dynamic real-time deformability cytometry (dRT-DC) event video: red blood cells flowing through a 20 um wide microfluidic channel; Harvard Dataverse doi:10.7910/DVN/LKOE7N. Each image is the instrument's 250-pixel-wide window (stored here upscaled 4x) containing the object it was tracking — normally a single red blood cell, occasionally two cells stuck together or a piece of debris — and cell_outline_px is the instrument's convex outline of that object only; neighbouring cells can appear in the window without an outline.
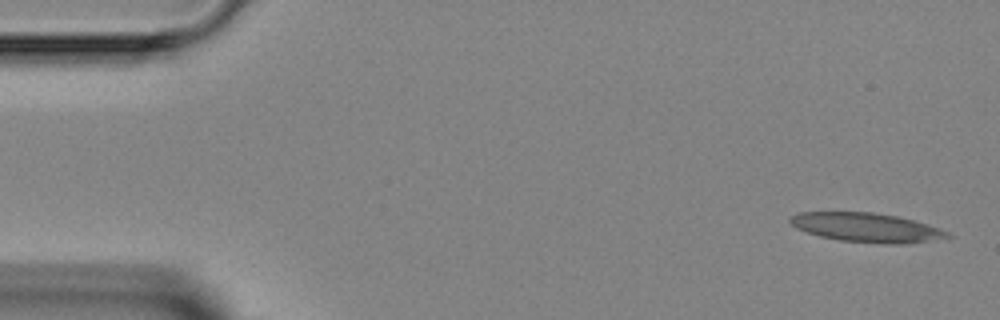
{"species": "Egyptian fruit bat (a non-hibernating species)", "species_latin": "Rousettus aegyptiacus", "temperature_condition": "room temperature", "stored_images_in_passage": 4, "camera_frame_rate_fps": 3000, "um_per_image_px": 0.085, "animal": {"sex": "female"}, "frame": {"image": 1, "passage_image": 1, "time_ms": 0.0, "image_size_px": [1000, 320], "cell_outline_px": [[952, 236], [908, 244], [880, 244], [840, 240], [820, 236], [796, 228], [788, 220], [788, 216], [800, 212], [872, 212], [896, 216], [912, 220], [940, 228], [948, 232]], "centroid_in_image_um": [73.62, 19.34], "position_along_channel_um": 11.4, "area_um2": 26.65}}